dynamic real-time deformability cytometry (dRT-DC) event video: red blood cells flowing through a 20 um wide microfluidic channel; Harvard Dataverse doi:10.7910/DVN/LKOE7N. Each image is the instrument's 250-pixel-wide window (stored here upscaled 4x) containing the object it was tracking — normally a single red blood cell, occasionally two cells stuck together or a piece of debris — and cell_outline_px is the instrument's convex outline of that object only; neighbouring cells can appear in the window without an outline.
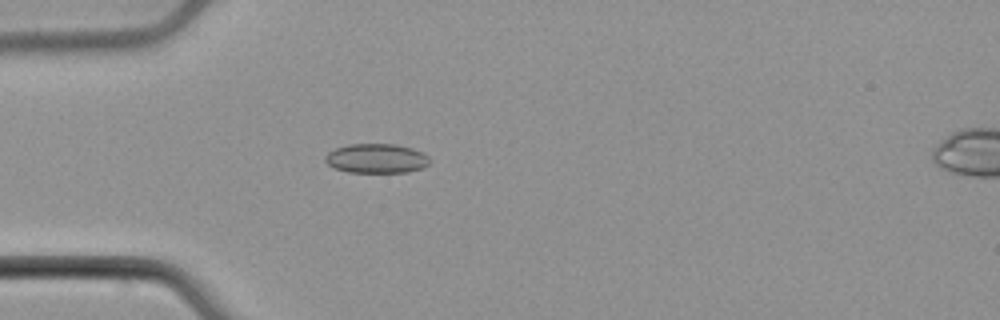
{"species": "common noctule bat (a hibernating species)", "species_latin": "Nyctalus noctula", "temperature_condition": "cold", "stored_images_in_passage": 53, "camera_frame_rate_fps": 3000, "um_per_image_px": 0.085, "animal": {"sex": "male", "body_mass_g": 21.5, "forearm_length_mm": 52.0}, "frame": {"image": 1, "passage_image": 15, "time_ms": 4.667, "image_size_px": [1000, 320], "cell_outline_px": [[428, 164], [424, 168], [408, 172], [348, 172], [336, 168], [328, 164], [324, 160], [324, 156], [328, 152], [336, 148], [348, 144], [396, 144], [412, 148], [424, 152], [428, 156]], "centroid_in_image_um": [32.01, 13.46], "position_along_channel_um": 53.0, "area_um2": 17.98}}
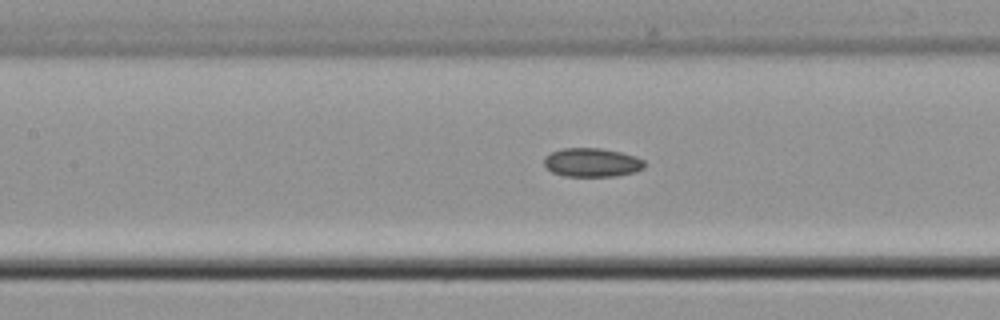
{"frame": {"image": 2, "passage_image": 24, "time_ms": 7.667, "image_size_px": [1000, 320], "cell_outline_px": [[644, 168], [636, 172], [616, 176], [564, 176], [552, 172], [544, 164], [544, 160], [552, 152], [564, 148], [600, 148], [620, 152], [636, 156], [644, 160]], "centroid_in_image_um": [50.36, 13.82], "position_along_channel_um": 157.0, "area_um2": 16.76}}
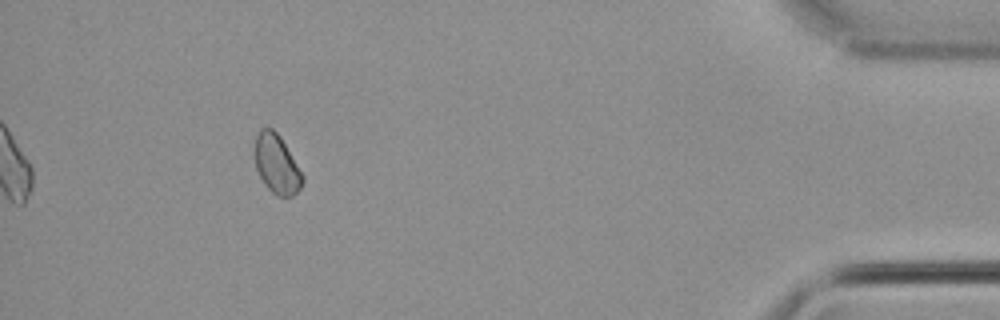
{"frame": {"image": 3, "passage_image": 49, "time_ms": 16.0, "image_size_px": [1000, 320], "cell_outline_px": [[304, 180], [300, 188], [292, 196], [276, 196], [264, 184], [256, 168], [256, 136], [260, 128], [272, 128], [280, 136], [304, 176]], "centroid_in_image_um": [23.53, 13.96], "position_along_channel_um": 411.7, "area_um2": 16.13}, "authors_computed_cell_mechanics": {"area_um2": 16.8776, "velocity_mm_per_s": 3.7937, "shape_relaxation_time_tau1_ms": null, "shape_relaxation_time_tau2_ms": 6.5222, "deformation_change_tau1": null, "deformation_change_tau2": 0.1143}}